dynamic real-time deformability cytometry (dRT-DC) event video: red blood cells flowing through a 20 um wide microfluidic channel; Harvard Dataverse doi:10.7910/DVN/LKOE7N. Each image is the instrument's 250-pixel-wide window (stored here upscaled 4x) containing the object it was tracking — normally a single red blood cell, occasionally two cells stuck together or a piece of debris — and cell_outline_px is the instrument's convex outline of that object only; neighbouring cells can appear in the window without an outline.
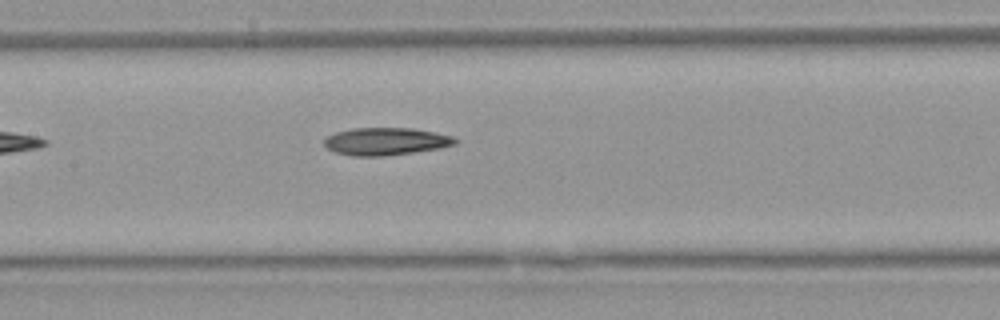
{"species": "Egyptian fruit bat (a non-hibernating species)", "species_latin": "Rousettus aegyptiacus", "temperature_condition": "warm", "stored_images_in_passage": 7, "camera_frame_rate_fps": 3000, "um_per_image_px": 0.085, "animal": {"sex": "female"}, "frame": {"image": 1, "passage_image": 7, "time_ms": 8.0, "image_size_px": [1000, 320], "cell_outline_px": [[460, 140], [456, 144], [440, 148], [384, 156], [352, 156], [336, 152], [328, 148], [324, 144], [324, 140], [328, 136], [336, 132], [352, 128], [412, 128], [452, 136]], "centroid_in_image_um": [32.8, 12.02], "position_along_channel_um": 174.6, "area_um2": 20.87}}